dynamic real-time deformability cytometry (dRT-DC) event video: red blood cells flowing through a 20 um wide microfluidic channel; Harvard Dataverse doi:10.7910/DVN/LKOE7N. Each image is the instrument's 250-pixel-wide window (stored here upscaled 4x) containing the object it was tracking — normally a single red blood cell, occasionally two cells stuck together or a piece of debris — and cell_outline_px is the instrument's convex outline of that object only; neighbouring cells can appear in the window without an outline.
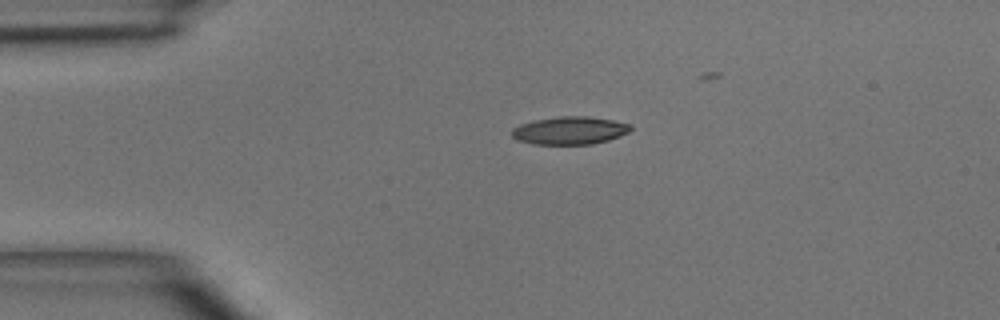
{"species": "common noctule bat (a hibernating species)", "species_latin": "Nyctalus noctula", "temperature_condition": "room temperature", "stored_images_in_passage": 2, "camera_frame_rate_fps": 3000, "um_per_image_px": 0.085, "animal": {"sex": "male", "body_mass_g": 15.6}, "frame": {"image": 1, "passage_image": 1, "time_ms": 0.0, "image_size_px": [1000, 320], "cell_outline_px": [[632, 128], [628, 132], [620, 136], [608, 140], [592, 144], [536, 144], [520, 140], [512, 136], [512, 128], [520, 124], [536, 120], [560, 116], [588, 116], [612, 120], [632, 124]], "centroid_in_image_um": [48.47, 11.08], "position_along_channel_um": 36.5, "area_um2": 19.13}}